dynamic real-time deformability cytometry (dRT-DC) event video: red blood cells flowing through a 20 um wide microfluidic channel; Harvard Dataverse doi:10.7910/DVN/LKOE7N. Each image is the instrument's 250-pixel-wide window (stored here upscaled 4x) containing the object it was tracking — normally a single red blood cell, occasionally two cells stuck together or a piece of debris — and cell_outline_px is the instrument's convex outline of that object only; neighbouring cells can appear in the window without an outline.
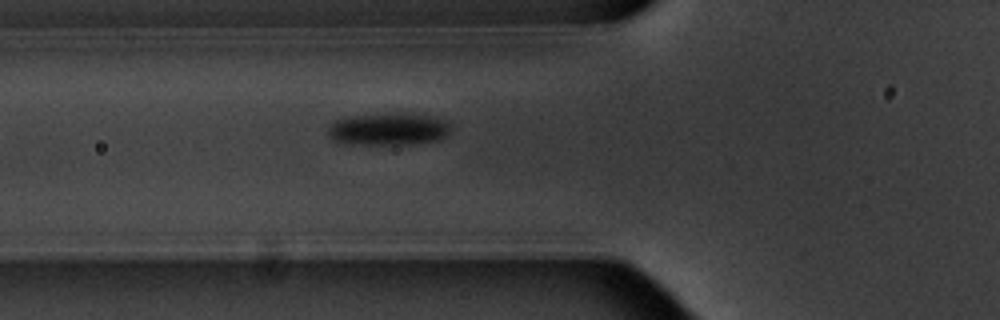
{"species": "common noctule bat (a hibernating species)", "species_latin": "Nyctalus noctula", "temperature_condition": "warm", "stored_images_in_passage": 5, "camera_frame_rate_fps": 3000, "um_per_image_px": 0.085, "animal": {"sex": "male", "body_mass_g": 20.1, "forearm_length_mm": 53.5}, "frame": {"image": 1, "passage_image": 5, "time_ms": 4.667, "image_size_px": [1000, 320], "cell_outline_px": [[452, 132], [440, 140], [412, 144], [340, 144], [332, 140], [328, 136], [328, 128], [336, 120], [352, 116], [392, 112], [400, 112], [436, 116], [452, 124]], "centroid_in_image_um": [33.08, 10.97], "position_along_channel_um": 92.7, "area_um2": 23.87}}